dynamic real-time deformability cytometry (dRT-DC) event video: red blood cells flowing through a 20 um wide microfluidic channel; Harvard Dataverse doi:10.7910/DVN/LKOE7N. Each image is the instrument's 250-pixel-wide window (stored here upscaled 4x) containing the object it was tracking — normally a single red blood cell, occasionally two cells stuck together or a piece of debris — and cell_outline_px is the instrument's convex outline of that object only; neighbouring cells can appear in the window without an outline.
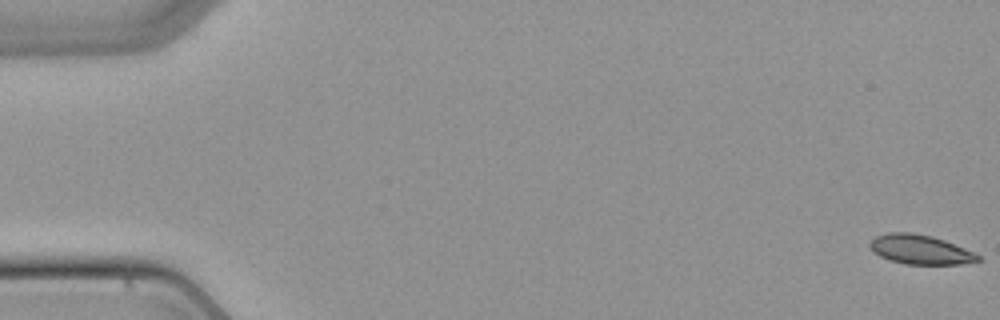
{"species": "common noctule bat (a hibernating species)", "species_latin": "Nyctalus noctula", "temperature_condition": "warm", "stored_images_in_passage": 5, "camera_frame_rate_fps": 3000, "um_per_image_px": 0.085, "animal": {"sex": "female", "body_mass_g": 22.7, "forearm_length_mm": 54.2}, "frame": {"image": 1, "passage_image": 1, "time_ms": 0.0, "image_size_px": [1000, 320], "cell_outline_px": [[980, 260], [960, 264], [904, 264], [888, 260], [880, 256], [868, 244], [876, 236], [888, 232], [912, 232], [932, 236], [944, 240], [964, 248], [980, 256]], "centroid_in_image_um": [78.2, 21.2], "position_along_channel_um": 6.8, "area_um2": 18.32}}
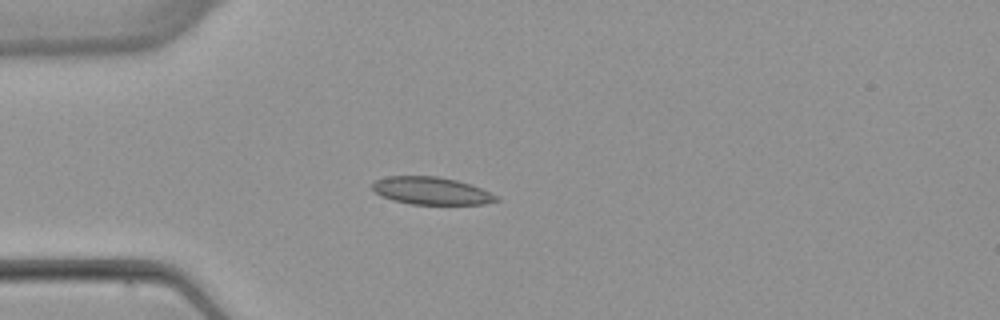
{"frame": {"image": 2, "passage_image": 4, "time_ms": 4.667, "image_size_px": [1000, 320], "cell_outline_px": [[500, 200], [484, 204], [412, 204], [392, 200], [380, 196], [372, 188], [372, 184], [376, 180], [388, 176], [436, 176], [456, 180], [472, 184], [500, 196]], "centroid_in_image_um": [36.7, 16.22], "position_along_channel_um": 48.3, "area_um2": 20.0}}